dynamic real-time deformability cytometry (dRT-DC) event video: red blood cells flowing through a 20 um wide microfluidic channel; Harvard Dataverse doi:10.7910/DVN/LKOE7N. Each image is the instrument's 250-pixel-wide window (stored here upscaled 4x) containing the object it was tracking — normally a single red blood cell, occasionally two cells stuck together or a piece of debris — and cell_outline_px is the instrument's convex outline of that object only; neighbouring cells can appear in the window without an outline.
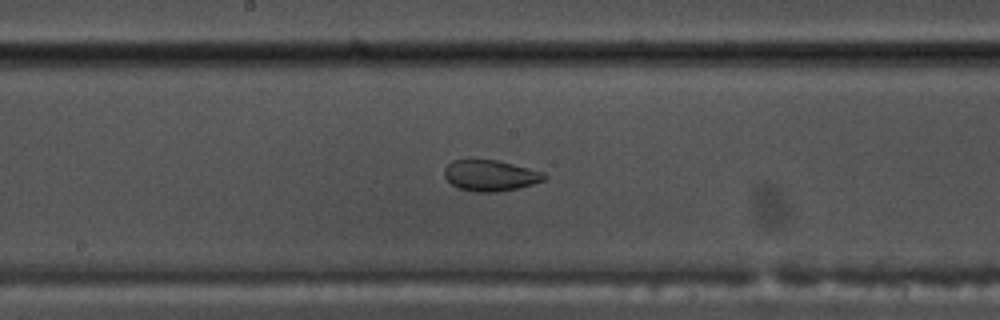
{"species": "common noctule bat (a hibernating species)", "species_latin": "Nyctalus noctula", "temperature_condition": "warm", "stored_images_in_passage": 50, "segment_of_instrument_passage": [1, 2], "camera_frame_rate_fps": 3000, "um_per_image_px": 0.085, "animal": {"sex": "male", "body_mass_g": 17.5, "forearm_length_mm": 52.3}, "frame": {"image": 1, "passage_image": 28, "time_ms": 9.0, "image_size_px": [1000, 320], "cell_outline_px": [[548, 176], [544, 180], [532, 184], [516, 188], [496, 192], [476, 192], [460, 188], [452, 184], [444, 176], [444, 168], [452, 160], [468, 156], [496, 160], [544, 172]], "centroid_in_image_um": [41.62, 14.87], "position_along_channel_um": 206.6, "area_um2": 18.44}}
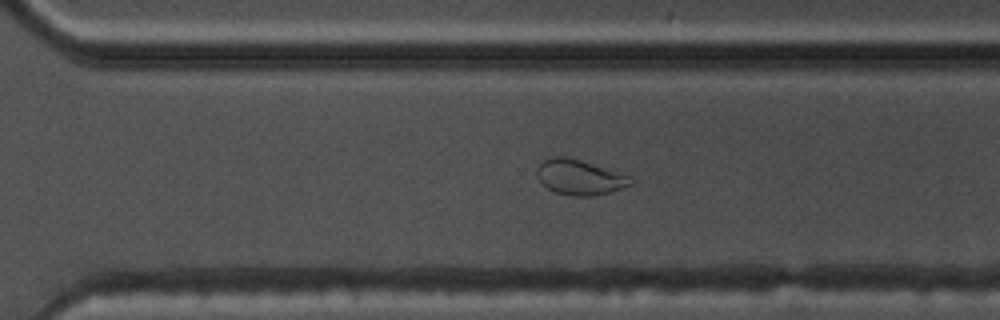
{"frame": {"image": 2, "passage_image": 37, "time_ms": 12.0, "image_size_px": [1000, 320], "cell_outline_px": [[632, 184], [608, 192], [592, 196], [572, 196], [556, 192], [548, 188], [536, 176], [536, 168], [548, 156], [564, 156], [580, 160], [632, 176]], "centroid_in_image_um": [49.24, 15.05], "position_along_channel_um": 321.4, "area_um2": 19.07}}
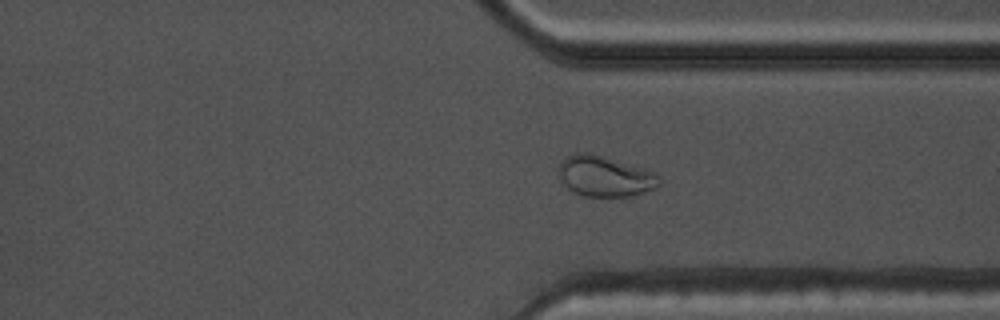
{"frame": {"image": 3, "passage_image": 40, "time_ms": 13.0, "image_size_px": [1000, 320], "cell_outline_px": [[660, 184], [656, 188], [632, 196], [584, 196], [568, 188], [560, 180], [560, 164], [568, 156], [576, 152], [588, 152], [652, 172], [660, 180]], "centroid_in_image_um": [51.39, 15.0], "position_along_channel_um": 360.0, "area_um2": 23.06}}